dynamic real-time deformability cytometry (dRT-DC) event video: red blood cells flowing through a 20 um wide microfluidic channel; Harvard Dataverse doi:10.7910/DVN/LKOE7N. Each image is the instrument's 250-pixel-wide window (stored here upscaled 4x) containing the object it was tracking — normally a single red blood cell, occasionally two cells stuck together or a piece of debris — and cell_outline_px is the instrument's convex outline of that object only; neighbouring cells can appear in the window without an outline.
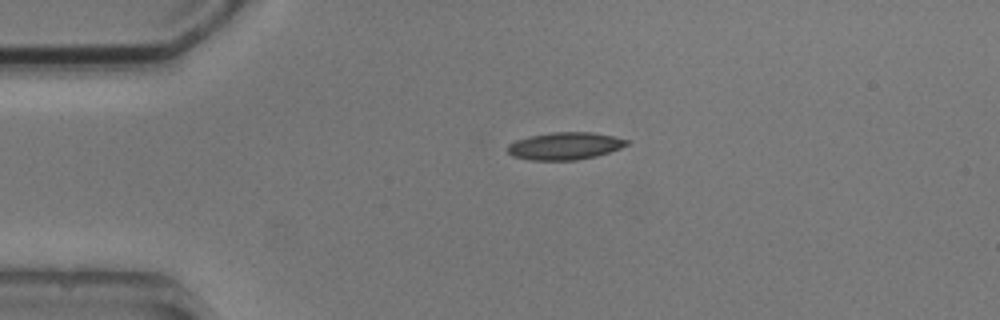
{"species": "common noctule bat (a hibernating species)", "species_latin": "Nyctalus noctula", "temperature_condition": "cold", "stored_images_in_passage": 2, "camera_frame_rate_fps": 3000, "um_per_image_px": 0.085, "animal": {"sex": "male", "body_mass_g": 20.5, "forearm_length_mm": 52.5}, "frame": {"image": 1, "passage_image": 1, "time_ms": 0.0, "image_size_px": [1000, 320], "cell_outline_px": [[628, 144], [620, 148], [596, 156], [576, 160], [532, 160], [512, 156], [508, 152], [508, 144], [516, 140], [528, 136], [552, 132], [592, 132], [612, 136], [628, 140]], "centroid_in_image_um": [47.99, 12.4], "position_along_channel_um": 37.0, "area_um2": 18.9}}